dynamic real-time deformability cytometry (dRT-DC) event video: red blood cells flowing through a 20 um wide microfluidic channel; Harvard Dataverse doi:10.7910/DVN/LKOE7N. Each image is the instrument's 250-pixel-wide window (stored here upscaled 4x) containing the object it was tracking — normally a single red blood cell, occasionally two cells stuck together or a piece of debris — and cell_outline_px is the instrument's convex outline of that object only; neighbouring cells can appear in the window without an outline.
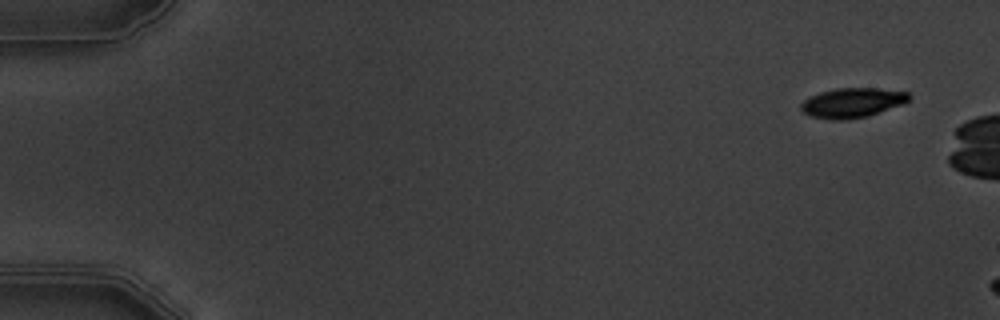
{"species": "common noctule bat (a hibernating species)", "species_latin": "Nyctalus noctula", "temperature_condition": "warm", "stored_images_in_passage": 4, "camera_frame_rate_fps": 3000, "um_per_image_px": 0.085, "animal": {"sex": "male", "body_mass_g": 19.5, "forearm_length_mm": 54.6}, "frame": {"image": 1, "passage_image": 2, "time_ms": 1.0, "image_size_px": [1000, 320], "cell_outline_px": [[912, 96], [904, 104], [868, 116], [848, 120], [828, 120], [808, 116], [800, 108], [800, 104], [804, 100], [820, 92], [836, 88], [876, 88], [908, 92]], "centroid_in_image_um": [72.44, 8.75], "position_along_channel_um": 12.6, "area_um2": 18.9}}